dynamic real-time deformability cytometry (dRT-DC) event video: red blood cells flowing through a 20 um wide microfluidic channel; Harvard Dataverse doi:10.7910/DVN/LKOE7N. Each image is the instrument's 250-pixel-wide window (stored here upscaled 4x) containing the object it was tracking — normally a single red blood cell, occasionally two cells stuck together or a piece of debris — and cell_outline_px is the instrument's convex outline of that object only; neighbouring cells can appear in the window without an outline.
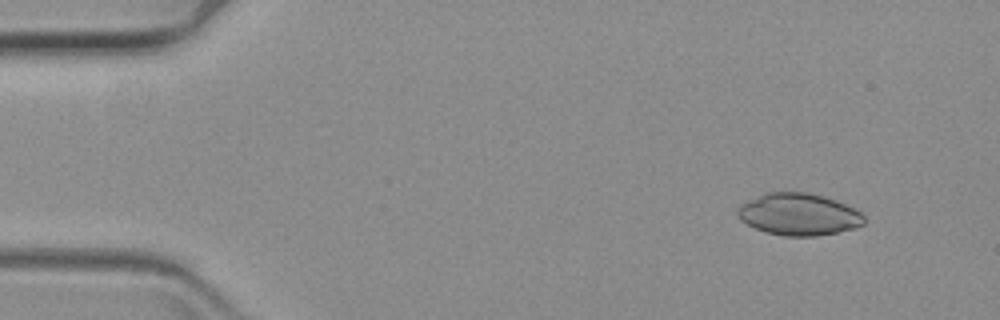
{"species": "common noctule bat (a hibernating species)", "species_latin": "Nyctalus noctula", "temperature_condition": "warm", "stored_images_in_passage": 20, "camera_frame_rate_fps": 3000, "um_per_image_px": 0.085, "animal": {"sex": "female", "body_mass_g": 19.3, "forearm_length_mm": 54.1}, "frame": {"image": 1, "passage_image": 1, "time_ms": 0.0, "image_size_px": [1000, 320], "cell_outline_px": [[864, 224], [852, 228], [836, 232], [816, 236], [784, 236], [764, 232], [740, 220], [736, 212], [740, 204], [764, 192], [808, 192], [824, 196], [836, 200], [860, 212], [864, 216]], "centroid_in_image_um": [67.85, 18.21], "position_along_channel_um": 17.2, "area_um2": 30.92}}